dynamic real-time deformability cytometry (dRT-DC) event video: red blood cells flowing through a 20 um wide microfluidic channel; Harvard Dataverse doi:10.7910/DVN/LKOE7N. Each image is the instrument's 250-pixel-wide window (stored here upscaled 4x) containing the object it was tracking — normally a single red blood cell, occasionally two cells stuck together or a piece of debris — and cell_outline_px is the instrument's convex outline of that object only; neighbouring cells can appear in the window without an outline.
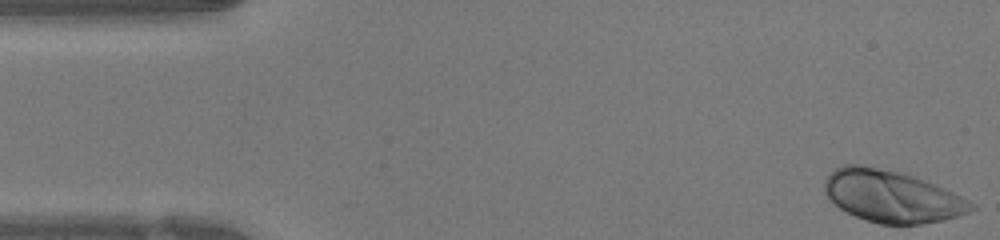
{"species": "human", "species_latin": "Homo sapiens", "temperature_condition": "warm", "stored_images_in_passage": 47, "camera_frame_rate_fps": 3000, "um_per_image_px": 0.085, "donor": {"sex": "female"}, "frame": {"image": 1, "passage_image": 1, "time_ms": 0.0, "image_size_px": [1000, 240], "cell_outline_px": [[976, 208], [968, 212], [944, 220], [920, 224], [880, 224], [856, 216], [840, 208], [824, 192], [824, 180], [828, 172], [844, 164], [860, 164], [900, 172], [936, 184], [976, 204]], "centroid_in_image_um": [75.79, 16.67], "position_along_channel_um": 9.2, "area_um2": 44.22}}
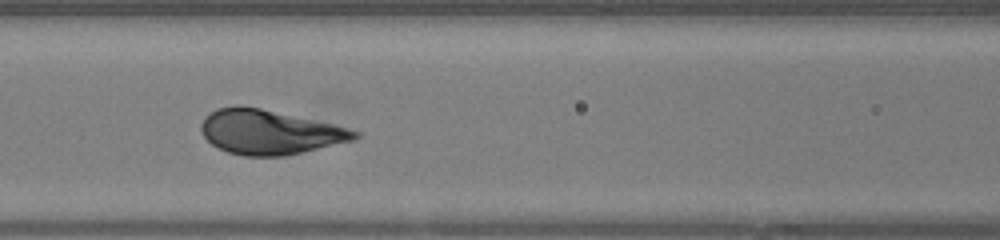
{"frame": {"image": 2, "passage_image": 19, "time_ms": 6.0, "image_size_px": [1000, 240], "cell_outline_px": [[360, 136], [356, 140], [284, 156], [244, 156], [228, 152], [212, 144], [204, 136], [200, 128], [200, 124], [204, 116], [216, 108], [260, 108], [332, 124], [348, 128], [360, 132]], "centroid_in_image_um": [22.93, 11.25], "position_along_channel_um": 143.7, "area_um2": 39.19}}
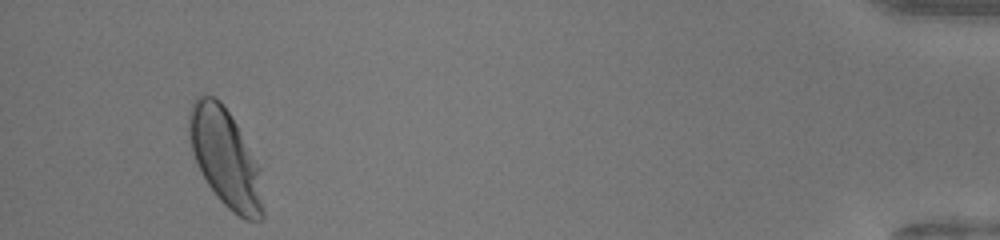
{"frame": {"image": 3, "passage_image": 44, "time_ms": 14.333, "image_size_px": [1000, 240], "cell_outline_px": [[264, 220], [244, 220], [232, 212], [216, 196], [200, 172], [196, 164], [192, 152], [188, 136], [188, 116], [192, 100], [196, 96], [212, 96], [220, 100], [236, 124], [260, 168], [264, 208]], "centroid_in_image_um": [19.14, 13.46], "position_along_channel_um": 416.1, "area_um2": 42.54}, "authors_computed_cell_mechanics": {"area_um2": 40.1132, "velocity_mm_per_s": 4.2189, "shape_relaxation_time_tau1_ms": 2.1975, "shape_relaxation_time_tau2_ms": null, "deformation_change_tau1": 0.1587, "deformation_change_tau2": null}}